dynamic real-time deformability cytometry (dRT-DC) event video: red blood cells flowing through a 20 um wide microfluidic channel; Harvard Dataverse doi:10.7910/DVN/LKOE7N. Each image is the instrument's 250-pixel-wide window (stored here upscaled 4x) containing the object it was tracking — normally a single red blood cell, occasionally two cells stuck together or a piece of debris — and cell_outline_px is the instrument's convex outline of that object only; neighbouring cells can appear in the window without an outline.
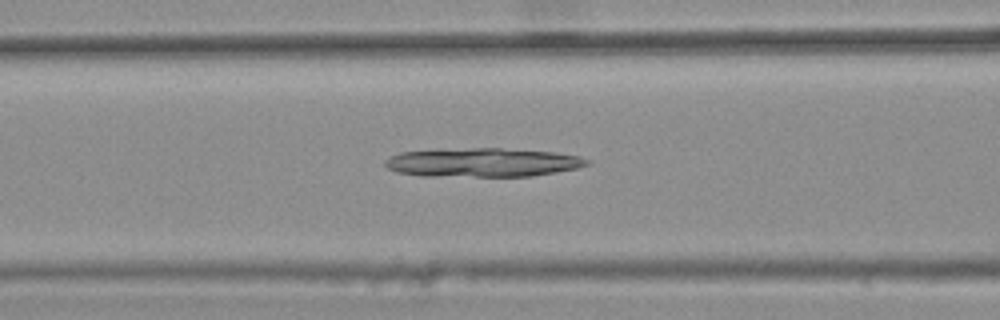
{"species": "common noctule bat (a hibernating species)", "species_latin": "Nyctalus noctula", "temperature_condition": "warm", "stored_images_in_passage": 39, "camera_frame_rate_fps": 3000, "um_per_image_px": 0.085, "animal": {"sex": "female", "body_mass_g": 25.1}, "frame": {"image": 1, "passage_image": 14, "time_ms": 4.333, "image_size_px": [1000, 320], "cell_outline_px": [[592, 160], [588, 164], [576, 168], [556, 172], [532, 176], [424, 176], [396, 172], [388, 168], [384, 164], [384, 160], [400, 152], [472, 148], [500, 148], [552, 152], [580, 156]], "centroid_in_image_um": [41.04, 13.81], "position_along_channel_um": 125.6, "area_um2": 33.76}}
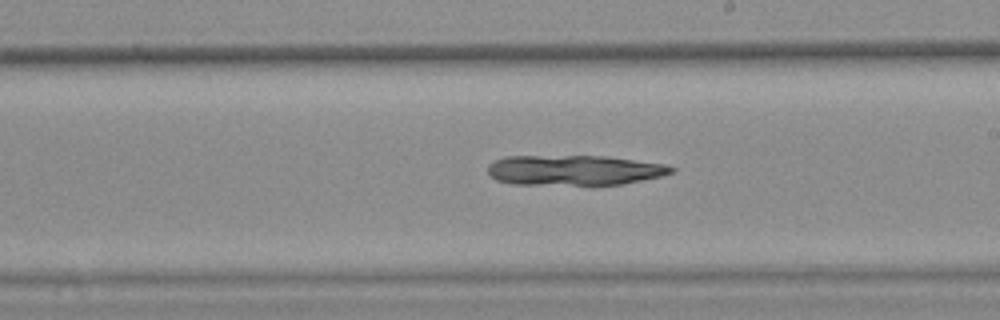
{"frame": {"image": 2, "passage_image": 23, "time_ms": 7.333, "image_size_px": [1000, 320], "cell_outline_px": [[676, 172], [664, 176], [620, 184], [592, 188], [588, 188], [512, 184], [496, 180], [488, 176], [488, 164], [496, 160], [508, 156], [608, 156], [664, 164], [676, 168]], "centroid_in_image_um": [48.82, 14.52], "position_along_channel_um": 240.2, "area_um2": 33.93}}
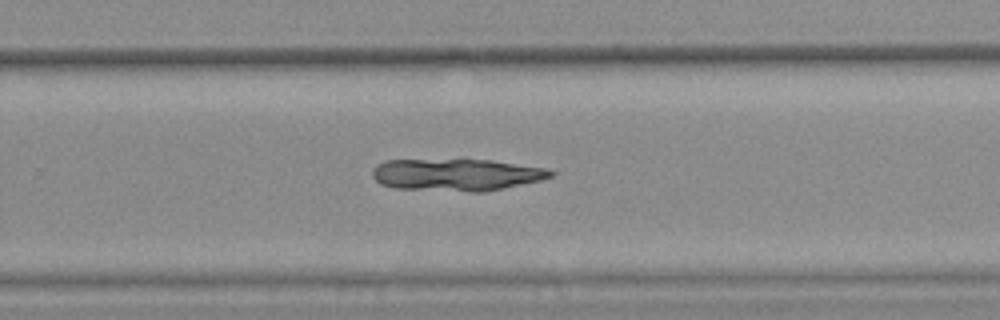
{"frame": {"image": 3, "passage_image": 27, "time_ms": 8.667, "image_size_px": [1000, 320], "cell_outline_px": [[556, 172], [552, 176], [540, 180], [504, 188], [484, 192], [472, 192], [392, 188], [380, 184], [372, 176], [372, 172], [376, 164], [384, 160], [492, 160], [544, 168]], "centroid_in_image_um": [38.76, 14.86], "position_along_channel_um": 291.0, "area_um2": 33.35}}